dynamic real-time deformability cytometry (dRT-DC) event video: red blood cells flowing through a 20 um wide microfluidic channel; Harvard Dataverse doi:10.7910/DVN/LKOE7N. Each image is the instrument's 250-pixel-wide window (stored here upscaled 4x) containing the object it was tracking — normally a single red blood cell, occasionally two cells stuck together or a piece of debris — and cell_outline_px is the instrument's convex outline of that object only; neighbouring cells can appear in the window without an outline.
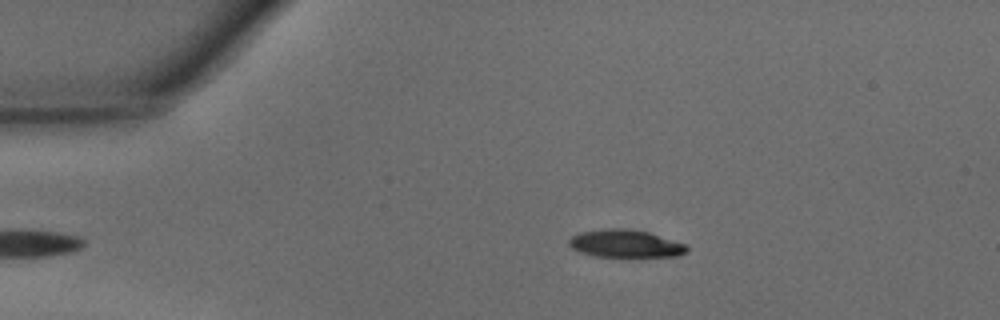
{"species": "common noctule bat (a hibernating species)", "species_latin": "Nyctalus noctula", "temperature_condition": "warm", "stored_images_in_passage": 38, "camera_frame_rate_fps": 3000, "um_per_image_px": 0.085, "animal": {"sex": "male", "body_mass_g": 15.6}, "frame": {"image": 1, "passage_image": 1, "time_ms": 0.0, "image_size_px": [1000, 320], "cell_outline_px": [[688, 248], [684, 252], [676, 256], [596, 256], [580, 252], [572, 248], [568, 244], [568, 240], [572, 236], [580, 232], [608, 228], [624, 228], [648, 232], [684, 244]], "centroid_in_image_um": [53.09, 20.7], "position_along_channel_um": 31.9, "area_um2": 18.61}}
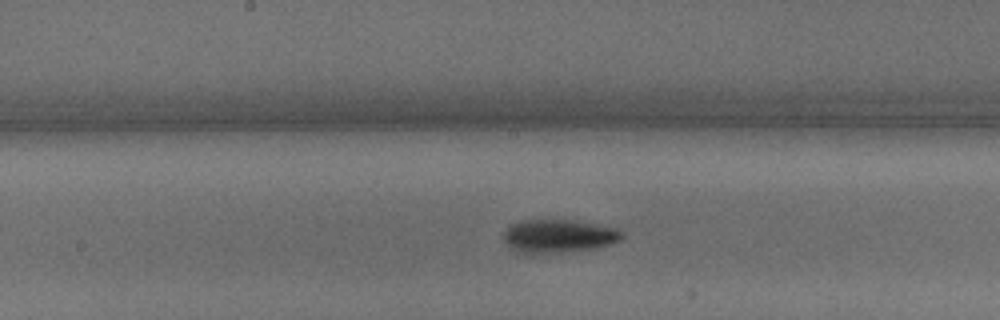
{"frame": {"image": 2, "passage_image": 16, "time_ms": 5.0, "image_size_px": [1000, 320], "cell_outline_px": [[624, 236], [620, 240], [596, 248], [560, 252], [516, 252], [508, 248], [504, 240], [504, 232], [508, 224], [520, 220], [572, 220], [616, 228], [624, 232]], "centroid_in_image_um": [47.44, 20.05], "position_along_channel_um": 200.8, "area_um2": 22.83}}
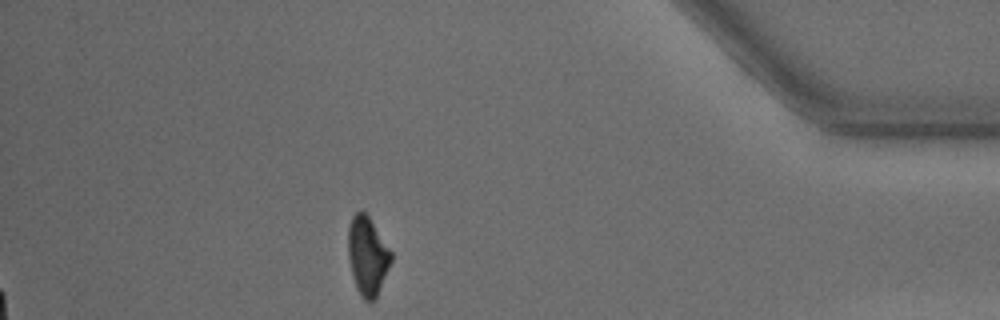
{"frame": {"image": 3, "passage_image": 33, "time_ms": 10.667, "image_size_px": [1000, 320], "cell_outline_px": [[392, 260], [376, 296], [372, 300], [364, 300], [356, 288], [352, 276], [348, 256], [348, 224], [352, 216], [356, 212], [364, 212], [368, 216], [392, 252]], "centroid_in_image_um": [31.21, 21.73], "position_along_channel_um": 404.0, "area_um2": 19.36}, "authors_computed_cell_mechanics": {"area_um2": 20.7791, "velocity_mm_per_s": 4.3442, "shape_relaxation_time_tau1_ms": 2.6325, "shape_relaxation_time_tau2_ms": 6.8293, "deformation_change_tau1": 0.1345, "deformation_change_tau2": 0.1389}}